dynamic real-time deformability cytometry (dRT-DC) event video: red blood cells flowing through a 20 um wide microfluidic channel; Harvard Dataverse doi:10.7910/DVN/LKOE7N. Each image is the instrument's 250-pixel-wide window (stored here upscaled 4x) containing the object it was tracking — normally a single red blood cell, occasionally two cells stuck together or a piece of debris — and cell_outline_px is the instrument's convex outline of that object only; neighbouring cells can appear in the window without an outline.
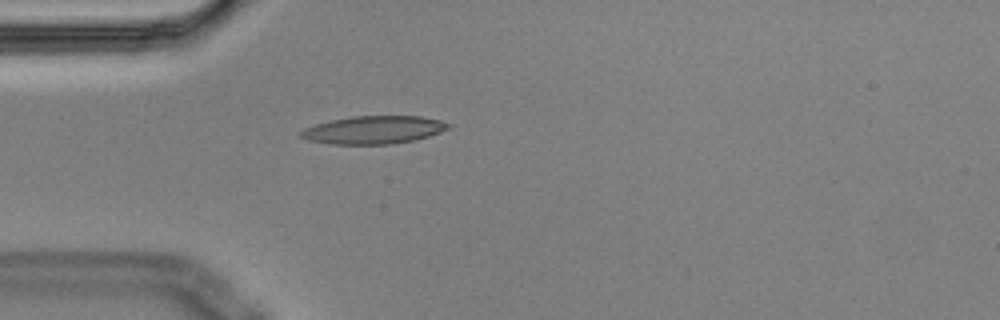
{"species": "Egyptian fruit bat (a non-hibernating species)", "species_latin": "Rousettus aegyptiacus", "temperature_condition": "cold", "stored_images_in_passage": 4, "camera_frame_rate_fps": 3000, "um_per_image_px": 0.085, "animal": {"sex": "male"}, "frame": {"image": 1, "passage_image": 4, "time_ms": 1.0, "image_size_px": [1000, 320], "cell_outline_px": [[452, 128], [428, 136], [412, 140], [392, 144], [328, 144], [308, 140], [300, 136], [300, 132], [304, 128], [316, 124], [332, 120], [352, 116], [420, 116], [440, 120], [452, 124]], "centroid_in_image_um": [31.78, 11.04], "position_along_channel_um": 53.2, "area_um2": 23.99}}